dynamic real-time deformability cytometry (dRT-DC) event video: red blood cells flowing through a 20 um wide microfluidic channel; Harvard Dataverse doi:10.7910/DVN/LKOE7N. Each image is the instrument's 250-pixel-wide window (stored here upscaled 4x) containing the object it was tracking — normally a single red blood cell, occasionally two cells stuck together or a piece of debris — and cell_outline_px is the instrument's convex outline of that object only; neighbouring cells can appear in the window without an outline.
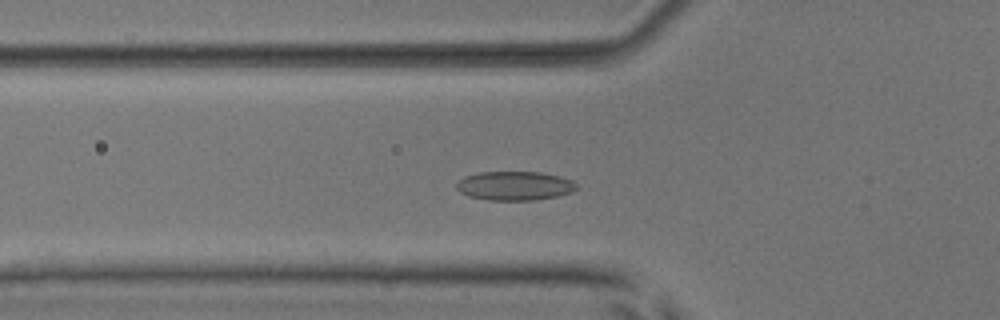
{"species": "common noctule bat (a hibernating species)", "species_latin": "Nyctalus noctula", "temperature_condition": "room temperature", "stored_images_in_passage": 51, "camera_frame_rate_fps": 3000, "um_per_image_px": 0.085, "animal": {"sex": "male", "body_mass_g": 17.9, "forearm_length_mm": 54.2}, "frame": {"image": 1, "passage_image": 17, "time_ms": 5.333, "image_size_px": [1000, 320], "cell_outline_px": [[576, 188], [572, 192], [556, 196], [536, 200], [488, 200], [468, 196], [460, 192], [456, 188], [456, 184], [464, 176], [480, 172], [540, 172], [560, 176], [572, 180], [576, 184]], "centroid_in_image_um": [43.73, 15.79], "position_along_channel_um": 82.1, "area_um2": 20.29}}
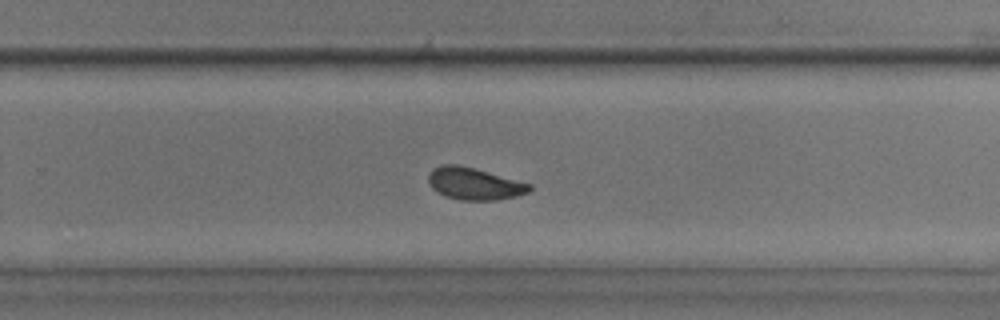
{"frame": {"image": 2, "passage_image": 33, "time_ms": 10.667, "image_size_px": [1000, 320], "cell_outline_px": [[532, 188], [528, 192], [516, 196], [496, 200], [460, 200], [444, 196], [436, 192], [432, 188], [428, 180], [428, 176], [436, 168], [444, 164], [456, 164], [472, 168], [532, 184]], "centroid_in_image_um": [40.31, 15.64], "position_along_channel_um": 289.5, "area_um2": 18.61}}
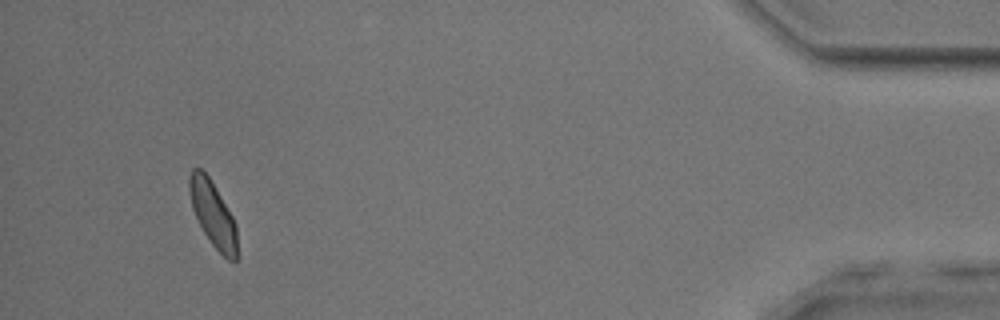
{"frame": {"image": 3, "passage_image": 48, "time_ms": 15.667, "image_size_px": [1000, 320], "cell_outline_px": [[236, 260], [228, 260], [212, 244], [204, 232], [192, 208], [188, 188], [188, 176], [192, 168], [200, 168], [208, 176], [232, 216], [236, 224]], "centroid_in_image_um": [18.06, 18.15], "position_along_channel_um": 417.1, "area_um2": 17.74}, "authors_computed_cell_mechanics": {"area_um2": 19.1896, "velocity_mm_per_s": 3.8998, "shape_relaxation_time_tau1_ms": 3.0902, "shape_relaxation_time_tau2_ms": 2.3033, "deformation_change_tau1": 0.0814, "deformation_change_tau2": 0.07}}